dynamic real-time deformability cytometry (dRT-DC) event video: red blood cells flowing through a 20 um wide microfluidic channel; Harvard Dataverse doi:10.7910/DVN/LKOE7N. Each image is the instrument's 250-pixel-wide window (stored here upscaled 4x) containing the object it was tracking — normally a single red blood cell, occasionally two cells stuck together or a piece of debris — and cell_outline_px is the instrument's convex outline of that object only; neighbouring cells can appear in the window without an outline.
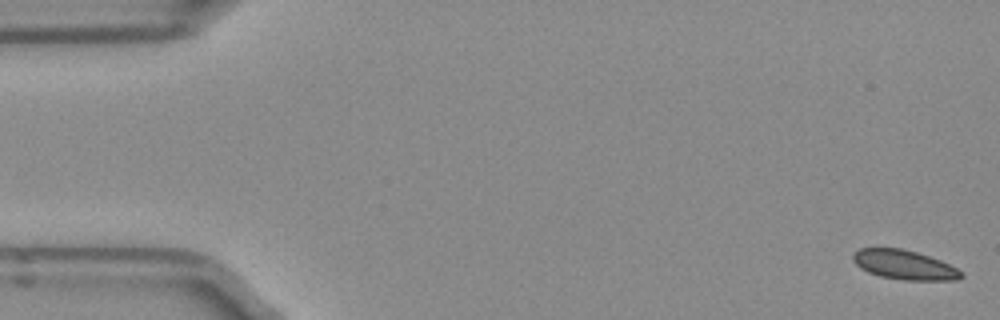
{"species": "Egyptian fruit bat (a non-hibernating species)", "species_latin": "Rousettus aegyptiacus", "temperature_condition": "room temperature", "stored_images_in_passage": 51, "camera_frame_rate_fps": 3000, "um_per_image_px": 0.085, "frame": {"image": 1, "passage_image": 1, "time_ms": 0.0, "image_size_px": [1000, 320], "cell_outline_px": [[964, 276], [956, 280], [904, 280], [880, 276], [868, 272], [860, 268], [852, 260], [852, 252], [860, 248], [900, 248], [916, 252], [940, 260], [964, 272]], "centroid_in_image_um": [76.84, 22.51], "position_along_channel_um": 8.2, "area_um2": 18.55}}
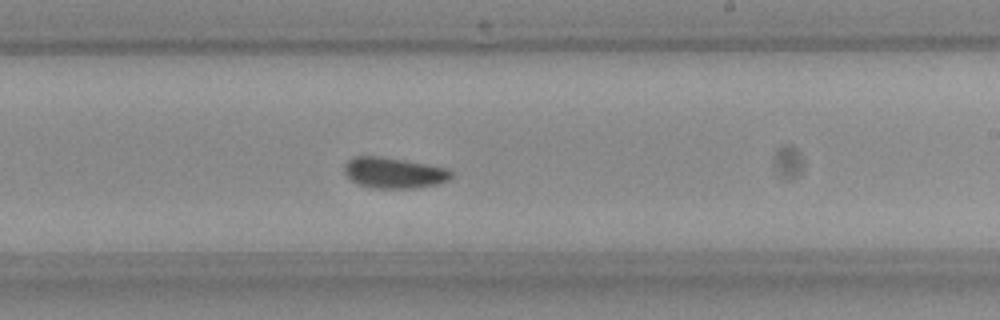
{"frame": {"image": 2, "passage_image": 30, "time_ms": 9.667, "image_size_px": [1000, 320], "cell_outline_px": [[452, 176], [448, 180], [436, 184], [416, 188], [368, 188], [356, 184], [344, 172], [344, 164], [348, 160], [356, 156], [380, 156], [404, 160], [448, 168], [452, 172]], "centroid_in_image_um": [33.46, 14.69], "position_along_channel_um": 255.5, "area_um2": 19.25}}
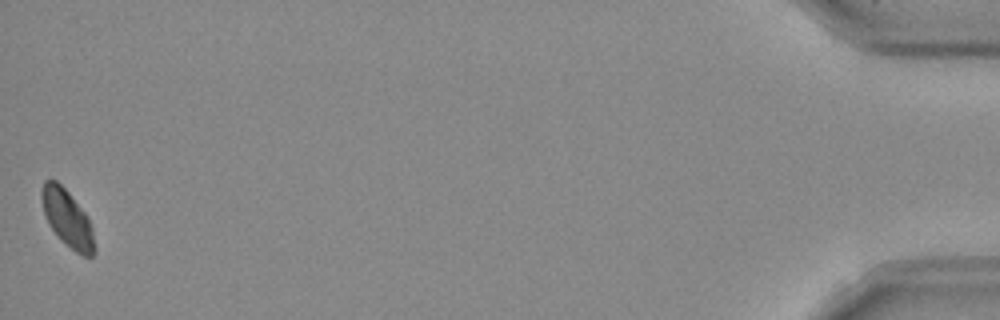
{"frame": {"image": 3, "passage_image": 51, "time_ms": 16.667, "image_size_px": [1000, 320], "cell_outline_px": [[96, 252], [92, 256], [84, 256], [76, 252], [48, 224], [44, 212], [40, 196], [40, 192], [44, 180], [56, 180], [68, 192], [88, 216], [92, 228], [96, 248]], "centroid_in_image_um": [5.74, 18.54], "position_along_channel_um": 429.5, "area_um2": 17.28}, "authors_computed_cell_mechanics": {"area_um2": 18.7272, "velocity_mm_per_s": 3.9222, "shape_relaxation_time_tau1_ms": 4.9313, "shape_relaxation_time_tau2_ms": null, "deformation_change_tau1": 0.0682, "deformation_change_tau2": null}}